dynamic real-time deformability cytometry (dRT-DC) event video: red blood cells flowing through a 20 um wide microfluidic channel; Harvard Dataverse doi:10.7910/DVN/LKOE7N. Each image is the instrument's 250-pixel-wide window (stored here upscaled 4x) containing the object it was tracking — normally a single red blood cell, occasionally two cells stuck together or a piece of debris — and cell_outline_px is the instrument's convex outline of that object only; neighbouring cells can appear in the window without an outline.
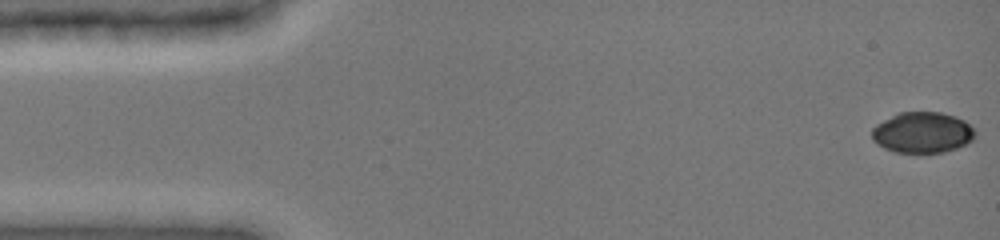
{"species": "common noctule bat (a hibernating species)", "species_latin": "Nyctalus noctula", "temperature_condition": "cold", "stored_images_in_passage": 6, "camera_frame_rate_fps": 3000, "um_per_image_px": 0.085, "animal": {"sex": "female", "body_mass_g": 19.0, "forearm_length_mm": 51.5}, "frame": {"image": 1, "passage_image": 1, "time_ms": 0.0, "image_size_px": [1000, 240], "cell_outline_px": [[976, 136], [972, 140], [956, 148], [944, 152], [896, 152], [884, 148], [876, 144], [872, 140], [872, 128], [876, 124], [900, 112], [940, 112], [956, 116], [964, 120], [976, 132]], "centroid_in_image_um": [78.4, 11.26], "position_along_channel_um": 6.6, "area_um2": 24.51}}
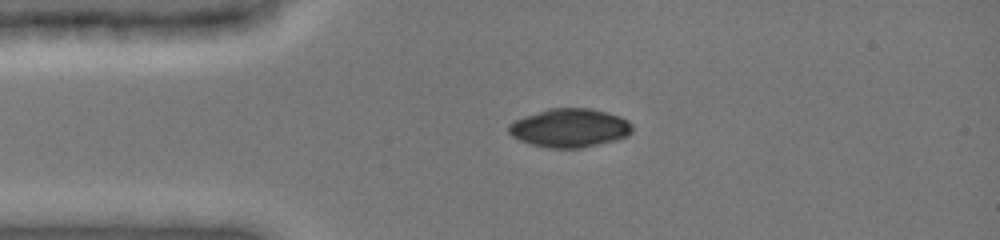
{"frame": {"image": 2, "passage_image": 5, "time_ms": 3.333, "image_size_px": [1000, 240], "cell_outline_px": [[632, 132], [628, 136], [616, 140], [580, 148], [548, 148], [532, 144], [520, 140], [512, 136], [508, 132], [508, 124], [524, 116], [548, 108], [592, 108], [608, 112], [620, 116], [628, 120], [632, 124]], "centroid_in_image_um": [48.44, 10.86], "position_along_channel_um": 36.6, "area_um2": 27.98}}